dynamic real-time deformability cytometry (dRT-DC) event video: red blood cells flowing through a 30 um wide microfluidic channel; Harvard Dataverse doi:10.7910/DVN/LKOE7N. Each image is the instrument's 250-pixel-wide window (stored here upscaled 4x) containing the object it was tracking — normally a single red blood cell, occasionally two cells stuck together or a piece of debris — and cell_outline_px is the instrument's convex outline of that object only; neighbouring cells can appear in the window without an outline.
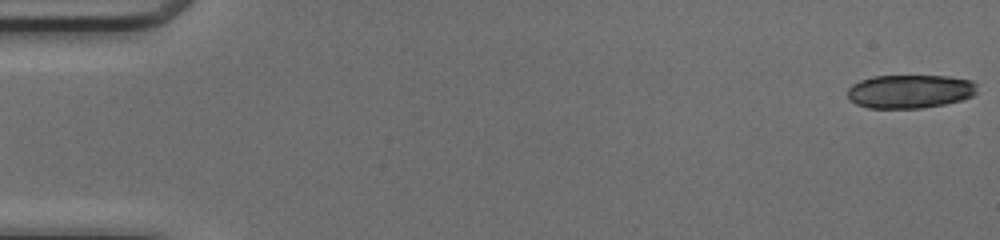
{"species": "common noctule bat (a hibernating species)", "species_latin": "Nyctalus noctula", "temperature_condition": "cold", "stored_images_in_passage": 18, "camera_frame_rate_fps": 3000, "um_per_image_px": 0.085, "animal": {"sex": "female", "body_mass_g": 17.0, "forearm_length_mm": 48.0}, "frame": {"image": 1, "passage_image": 1, "time_ms": 0.0, "image_size_px": [1000, 240], "cell_outline_px": [[976, 92], [972, 96], [960, 100], [944, 104], [920, 108], [868, 108], [856, 104], [848, 100], [848, 88], [852, 84], [860, 80], [872, 76], [948, 76], [972, 80], [976, 84]], "centroid_in_image_um": [77.31, 7.76], "position_along_channel_um": 7.7, "area_um2": 25.43}}
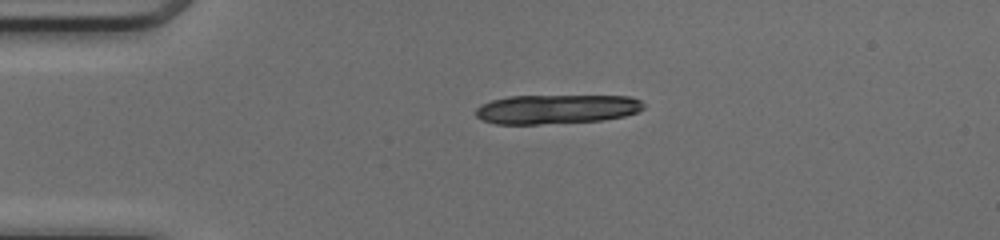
{"frame": {"image": 2, "passage_image": 12, "time_ms": 3.667, "image_size_px": [1000, 240], "cell_outline_px": [[644, 108], [636, 112], [624, 116], [604, 120], [536, 124], [496, 124], [480, 120], [476, 116], [476, 108], [480, 104], [492, 100], [508, 96], [632, 96], [640, 100], [644, 104]], "centroid_in_image_um": [47.28, 9.27], "position_along_channel_um": 37.7, "area_um2": 28.73}}